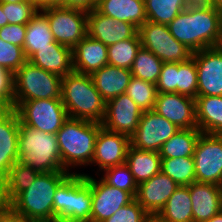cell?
<instances>
[{
    "instance_id": "obj_1",
    "label": "cell",
    "mask_w": 222,
    "mask_h": 222,
    "mask_svg": "<svg viewBox=\"0 0 222 222\" xmlns=\"http://www.w3.org/2000/svg\"><path fill=\"white\" fill-rule=\"evenodd\" d=\"M171 35L193 53L222 44L221 10H183L168 25Z\"/></svg>"
},
{
    "instance_id": "obj_2",
    "label": "cell",
    "mask_w": 222,
    "mask_h": 222,
    "mask_svg": "<svg viewBox=\"0 0 222 222\" xmlns=\"http://www.w3.org/2000/svg\"><path fill=\"white\" fill-rule=\"evenodd\" d=\"M61 100L70 118L101 124L105 117L106 102L89 74H66L61 81Z\"/></svg>"
},
{
    "instance_id": "obj_3",
    "label": "cell",
    "mask_w": 222,
    "mask_h": 222,
    "mask_svg": "<svg viewBox=\"0 0 222 222\" xmlns=\"http://www.w3.org/2000/svg\"><path fill=\"white\" fill-rule=\"evenodd\" d=\"M101 127L97 122L70 117L64 122L56 135L62 165L67 172L69 167L91 164Z\"/></svg>"
},
{
    "instance_id": "obj_4",
    "label": "cell",
    "mask_w": 222,
    "mask_h": 222,
    "mask_svg": "<svg viewBox=\"0 0 222 222\" xmlns=\"http://www.w3.org/2000/svg\"><path fill=\"white\" fill-rule=\"evenodd\" d=\"M19 162L40 173L67 172L61 160L57 135L20 123L18 134Z\"/></svg>"
},
{
    "instance_id": "obj_5",
    "label": "cell",
    "mask_w": 222,
    "mask_h": 222,
    "mask_svg": "<svg viewBox=\"0 0 222 222\" xmlns=\"http://www.w3.org/2000/svg\"><path fill=\"white\" fill-rule=\"evenodd\" d=\"M54 222H91V176L71 173L53 198Z\"/></svg>"
},
{
    "instance_id": "obj_6",
    "label": "cell",
    "mask_w": 222,
    "mask_h": 222,
    "mask_svg": "<svg viewBox=\"0 0 222 222\" xmlns=\"http://www.w3.org/2000/svg\"><path fill=\"white\" fill-rule=\"evenodd\" d=\"M71 172L40 173L34 183L9 205L18 213L40 222H54L53 198Z\"/></svg>"
},
{
    "instance_id": "obj_7",
    "label": "cell",
    "mask_w": 222,
    "mask_h": 222,
    "mask_svg": "<svg viewBox=\"0 0 222 222\" xmlns=\"http://www.w3.org/2000/svg\"><path fill=\"white\" fill-rule=\"evenodd\" d=\"M62 78L28 60L14 73V108L22 101L61 99Z\"/></svg>"
},
{
    "instance_id": "obj_8",
    "label": "cell",
    "mask_w": 222,
    "mask_h": 222,
    "mask_svg": "<svg viewBox=\"0 0 222 222\" xmlns=\"http://www.w3.org/2000/svg\"><path fill=\"white\" fill-rule=\"evenodd\" d=\"M14 109L21 124L52 134L69 118L61 99L26 100Z\"/></svg>"
},
{
    "instance_id": "obj_9",
    "label": "cell",
    "mask_w": 222,
    "mask_h": 222,
    "mask_svg": "<svg viewBox=\"0 0 222 222\" xmlns=\"http://www.w3.org/2000/svg\"><path fill=\"white\" fill-rule=\"evenodd\" d=\"M141 45L163 63H182L192 58L193 52L177 41L166 24L147 20L138 28Z\"/></svg>"
},
{
    "instance_id": "obj_10",
    "label": "cell",
    "mask_w": 222,
    "mask_h": 222,
    "mask_svg": "<svg viewBox=\"0 0 222 222\" xmlns=\"http://www.w3.org/2000/svg\"><path fill=\"white\" fill-rule=\"evenodd\" d=\"M48 19L54 40L73 49L87 35V13L79 9L49 7L41 10Z\"/></svg>"
},
{
    "instance_id": "obj_11",
    "label": "cell",
    "mask_w": 222,
    "mask_h": 222,
    "mask_svg": "<svg viewBox=\"0 0 222 222\" xmlns=\"http://www.w3.org/2000/svg\"><path fill=\"white\" fill-rule=\"evenodd\" d=\"M193 160L196 181L218 185L222 178V135L201 133Z\"/></svg>"
},
{
    "instance_id": "obj_12",
    "label": "cell",
    "mask_w": 222,
    "mask_h": 222,
    "mask_svg": "<svg viewBox=\"0 0 222 222\" xmlns=\"http://www.w3.org/2000/svg\"><path fill=\"white\" fill-rule=\"evenodd\" d=\"M180 129L154 110L144 111L139 125L130 137L131 146L139 150L159 152L161 146Z\"/></svg>"
},
{
    "instance_id": "obj_13",
    "label": "cell",
    "mask_w": 222,
    "mask_h": 222,
    "mask_svg": "<svg viewBox=\"0 0 222 222\" xmlns=\"http://www.w3.org/2000/svg\"><path fill=\"white\" fill-rule=\"evenodd\" d=\"M197 68V96H222V47L194 52Z\"/></svg>"
},
{
    "instance_id": "obj_14",
    "label": "cell",
    "mask_w": 222,
    "mask_h": 222,
    "mask_svg": "<svg viewBox=\"0 0 222 222\" xmlns=\"http://www.w3.org/2000/svg\"><path fill=\"white\" fill-rule=\"evenodd\" d=\"M143 111L125 93L106 102L103 128L131 137L138 128Z\"/></svg>"
},
{
    "instance_id": "obj_15",
    "label": "cell",
    "mask_w": 222,
    "mask_h": 222,
    "mask_svg": "<svg viewBox=\"0 0 222 222\" xmlns=\"http://www.w3.org/2000/svg\"><path fill=\"white\" fill-rule=\"evenodd\" d=\"M91 194V222L105 221L134 199L129 192L110 186L102 179L97 181L92 176Z\"/></svg>"
},
{
    "instance_id": "obj_16",
    "label": "cell",
    "mask_w": 222,
    "mask_h": 222,
    "mask_svg": "<svg viewBox=\"0 0 222 222\" xmlns=\"http://www.w3.org/2000/svg\"><path fill=\"white\" fill-rule=\"evenodd\" d=\"M153 110L179 129L197 128L194 98L179 93H158Z\"/></svg>"
},
{
    "instance_id": "obj_17",
    "label": "cell",
    "mask_w": 222,
    "mask_h": 222,
    "mask_svg": "<svg viewBox=\"0 0 222 222\" xmlns=\"http://www.w3.org/2000/svg\"><path fill=\"white\" fill-rule=\"evenodd\" d=\"M130 145L129 136L101 127L96 138L91 165H98L99 171H104L107 168L126 163Z\"/></svg>"
},
{
    "instance_id": "obj_18",
    "label": "cell",
    "mask_w": 222,
    "mask_h": 222,
    "mask_svg": "<svg viewBox=\"0 0 222 222\" xmlns=\"http://www.w3.org/2000/svg\"><path fill=\"white\" fill-rule=\"evenodd\" d=\"M137 32L133 24L105 16L95 8L87 13V35L107 47L132 38Z\"/></svg>"
},
{
    "instance_id": "obj_19",
    "label": "cell",
    "mask_w": 222,
    "mask_h": 222,
    "mask_svg": "<svg viewBox=\"0 0 222 222\" xmlns=\"http://www.w3.org/2000/svg\"><path fill=\"white\" fill-rule=\"evenodd\" d=\"M178 187L168 175L159 172L138 185L135 199L150 216L158 215Z\"/></svg>"
},
{
    "instance_id": "obj_20",
    "label": "cell",
    "mask_w": 222,
    "mask_h": 222,
    "mask_svg": "<svg viewBox=\"0 0 222 222\" xmlns=\"http://www.w3.org/2000/svg\"><path fill=\"white\" fill-rule=\"evenodd\" d=\"M20 120L14 108L0 107V180L19 161L18 134Z\"/></svg>"
},
{
    "instance_id": "obj_21",
    "label": "cell",
    "mask_w": 222,
    "mask_h": 222,
    "mask_svg": "<svg viewBox=\"0 0 222 222\" xmlns=\"http://www.w3.org/2000/svg\"><path fill=\"white\" fill-rule=\"evenodd\" d=\"M193 222H206L222 210V194L218 185L193 182L188 185Z\"/></svg>"
},
{
    "instance_id": "obj_22",
    "label": "cell",
    "mask_w": 222,
    "mask_h": 222,
    "mask_svg": "<svg viewBox=\"0 0 222 222\" xmlns=\"http://www.w3.org/2000/svg\"><path fill=\"white\" fill-rule=\"evenodd\" d=\"M73 69L91 75L108 64V47L86 35L73 49Z\"/></svg>"
},
{
    "instance_id": "obj_23",
    "label": "cell",
    "mask_w": 222,
    "mask_h": 222,
    "mask_svg": "<svg viewBox=\"0 0 222 222\" xmlns=\"http://www.w3.org/2000/svg\"><path fill=\"white\" fill-rule=\"evenodd\" d=\"M28 61L61 78L74 71L72 49L56 41L51 43V47L39 49Z\"/></svg>"
},
{
    "instance_id": "obj_24",
    "label": "cell",
    "mask_w": 222,
    "mask_h": 222,
    "mask_svg": "<svg viewBox=\"0 0 222 222\" xmlns=\"http://www.w3.org/2000/svg\"><path fill=\"white\" fill-rule=\"evenodd\" d=\"M95 88L105 102L126 92L131 70L107 64L91 74Z\"/></svg>"
},
{
    "instance_id": "obj_25",
    "label": "cell",
    "mask_w": 222,
    "mask_h": 222,
    "mask_svg": "<svg viewBox=\"0 0 222 222\" xmlns=\"http://www.w3.org/2000/svg\"><path fill=\"white\" fill-rule=\"evenodd\" d=\"M95 9L117 21L129 22L137 29L147 21L144 0H98Z\"/></svg>"
},
{
    "instance_id": "obj_26",
    "label": "cell",
    "mask_w": 222,
    "mask_h": 222,
    "mask_svg": "<svg viewBox=\"0 0 222 222\" xmlns=\"http://www.w3.org/2000/svg\"><path fill=\"white\" fill-rule=\"evenodd\" d=\"M195 109L202 133L222 135V96H196Z\"/></svg>"
},
{
    "instance_id": "obj_27",
    "label": "cell",
    "mask_w": 222,
    "mask_h": 222,
    "mask_svg": "<svg viewBox=\"0 0 222 222\" xmlns=\"http://www.w3.org/2000/svg\"><path fill=\"white\" fill-rule=\"evenodd\" d=\"M126 164L138 185L161 172L159 152L139 150L131 145L127 151Z\"/></svg>"
},
{
    "instance_id": "obj_28",
    "label": "cell",
    "mask_w": 222,
    "mask_h": 222,
    "mask_svg": "<svg viewBox=\"0 0 222 222\" xmlns=\"http://www.w3.org/2000/svg\"><path fill=\"white\" fill-rule=\"evenodd\" d=\"M39 171L21 162L14 163L2 180V193L4 202L9 205L21 192L34 183Z\"/></svg>"
},
{
    "instance_id": "obj_29",
    "label": "cell",
    "mask_w": 222,
    "mask_h": 222,
    "mask_svg": "<svg viewBox=\"0 0 222 222\" xmlns=\"http://www.w3.org/2000/svg\"><path fill=\"white\" fill-rule=\"evenodd\" d=\"M54 42L47 16L41 10L40 12L38 10L26 25L23 49L27 60L39 49L51 47V43Z\"/></svg>"
},
{
    "instance_id": "obj_30",
    "label": "cell",
    "mask_w": 222,
    "mask_h": 222,
    "mask_svg": "<svg viewBox=\"0 0 222 222\" xmlns=\"http://www.w3.org/2000/svg\"><path fill=\"white\" fill-rule=\"evenodd\" d=\"M157 216L166 222H193L188 186H179Z\"/></svg>"
},
{
    "instance_id": "obj_31",
    "label": "cell",
    "mask_w": 222,
    "mask_h": 222,
    "mask_svg": "<svg viewBox=\"0 0 222 222\" xmlns=\"http://www.w3.org/2000/svg\"><path fill=\"white\" fill-rule=\"evenodd\" d=\"M201 133L198 128L180 129L161 146L160 157H193Z\"/></svg>"
},
{
    "instance_id": "obj_32",
    "label": "cell",
    "mask_w": 222,
    "mask_h": 222,
    "mask_svg": "<svg viewBox=\"0 0 222 222\" xmlns=\"http://www.w3.org/2000/svg\"><path fill=\"white\" fill-rule=\"evenodd\" d=\"M161 172L178 186H188L196 181L193 157L161 158Z\"/></svg>"
},
{
    "instance_id": "obj_33",
    "label": "cell",
    "mask_w": 222,
    "mask_h": 222,
    "mask_svg": "<svg viewBox=\"0 0 222 222\" xmlns=\"http://www.w3.org/2000/svg\"><path fill=\"white\" fill-rule=\"evenodd\" d=\"M163 62L150 50L141 46L134 59L131 74L144 81L157 84Z\"/></svg>"
},
{
    "instance_id": "obj_34",
    "label": "cell",
    "mask_w": 222,
    "mask_h": 222,
    "mask_svg": "<svg viewBox=\"0 0 222 222\" xmlns=\"http://www.w3.org/2000/svg\"><path fill=\"white\" fill-rule=\"evenodd\" d=\"M141 46L138 32L132 38L108 46V64L131 70Z\"/></svg>"
},
{
    "instance_id": "obj_35",
    "label": "cell",
    "mask_w": 222,
    "mask_h": 222,
    "mask_svg": "<svg viewBox=\"0 0 222 222\" xmlns=\"http://www.w3.org/2000/svg\"><path fill=\"white\" fill-rule=\"evenodd\" d=\"M147 20L168 25L185 9V0H144Z\"/></svg>"
},
{
    "instance_id": "obj_36",
    "label": "cell",
    "mask_w": 222,
    "mask_h": 222,
    "mask_svg": "<svg viewBox=\"0 0 222 222\" xmlns=\"http://www.w3.org/2000/svg\"><path fill=\"white\" fill-rule=\"evenodd\" d=\"M125 94L144 112L154 109L158 92L155 84L132 76Z\"/></svg>"
},
{
    "instance_id": "obj_37",
    "label": "cell",
    "mask_w": 222,
    "mask_h": 222,
    "mask_svg": "<svg viewBox=\"0 0 222 222\" xmlns=\"http://www.w3.org/2000/svg\"><path fill=\"white\" fill-rule=\"evenodd\" d=\"M103 172L104 176L101 179L106 184L125 190L135 198L138 184L126 163L107 168Z\"/></svg>"
},
{
    "instance_id": "obj_38",
    "label": "cell",
    "mask_w": 222,
    "mask_h": 222,
    "mask_svg": "<svg viewBox=\"0 0 222 222\" xmlns=\"http://www.w3.org/2000/svg\"><path fill=\"white\" fill-rule=\"evenodd\" d=\"M197 68L194 58L178 63L177 93L196 98L197 96Z\"/></svg>"
},
{
    "instance_id": "obj_39",
    "label": "cell",
    "mask_w": 222,
    "mask_h": 222,
    "mask_svg": "<svg viewBox=\"0 0 222 222\" xmlns=\"http://www.w3.org/2000/svg\"><path fill=\"white\" fill-rule=\"evenodd\" d=\"M2 10L8 24L27 25L39 9L34 2L24 0L17 3H2Z\"/></svg>"
},
{
    "instance_id": "obj_40",
    "label": "cell",
    "mask_w": 222,
    "mask_h": 222,
    "mask_svg": "<svg viewBox=\"0 0 222 222\" xmlns=\"http://www.w3.org/2000/svg\"><path fill=\"white\" fill-rule=\"evenodd\" d=\"M27 61L23 47L0 38V66L13 74Z\"/></svg>"
},
{
    "instance_id": "obj_41",
    "label": "cell",
    "mask_w": 222,
    "mask_h": 222,
    "mask_svg": "<svg viewBox=\"0 0 222 222\" xmlns=\"http://www.w3.org/2000/svg\"><path fill=\"white\" fill-rule=\"evenodd\" d=\"M149 216L134 198L103 222H146Z\"/></svg>"
},
{
    "instance_id": "obj_42",
    "label": "cell",
    "mask_w": 222,
    "mask_h": 222,
    "mask_svg": "<svg viewBox=\"0 0 222 222\" xmlns=\"http://www.w3.org/2000/svg\"><path fill=\"white\" fill-rule=\"evenodd\" d=\"M178 63H163L156 84L158 93H177Z\"/></svg>"
},
{
    "instance_id": "obj_43",
    "label": "cell",
    "mask_w": 222,
    "mask_h": 222,
    "mask_svg": "<svg viewBox=\"0 0 222 222\" xmlns=\"http://www.w3.org/2000/svg\"><path fill=\"white\" fill-rule=\"evenodd\" d=\"M0 107L14 108V74L0 66Z\"/></svg>"
},
{
    "instance_id": "obj_44",
    "label": "cell",
    "mask_w": 222,
    "mask_h": 222,
    "mask_svg": "<svg viewBox=\"0 0 222 222\" xmlns=\"http://www.w3.org/2000/svg\"><path fill=\"white\" fill-rule=\"evenodd\" d=\"M26 25L7 24L0 28V38L7 43L24 46Z\"/></svg>"
},
{
    "instance_id": "obj_45",
    "label": "cell",
    "mask_w": 222,
    "mask_h": 222,
    "mask_svg": "<svg viewBox=\"0 0 222 222\" xmlns=\"http://www.w3.org/2000/svg\"><path fill=\"white\" fill-rule=\"evenodd\" d=\"M0 222H40L16 212L10 205L0 208Z\"/></svg>"
},
{
    "instance_id": "obj_46",
    "label": "cell",
    "mask_w": 222,
    "mask_h": 222,
    "mask_svg": "<svg viewBox=\"0 0 222 222\" xmlns=\"http://www.w3.org/2000/svg\"><path fill=\"white\" fill-rule=\"evenodd\" d=\"M217 9L213 0H185V10L207 11Z\"/></svg>"
},
{
    "instance_id": "obj_47",
    "label": "cell",
    "mask_w": 222,
    "mask_h": 222,
    "mask_svg": "<svg viewBox=\"0 0 222 222\" xmlns=\"http://www.w3.org/2000/svg\"><path fill=\"white\" fill-rule=\"evenodd\" d=\"M96 2V0H64V7L89 12L96 7Z\"/></svg>"
},
{
    "instance_id": "obj_48",
    "label": "cell",
    "mask_w": 222,
    "mask_h": 222,
    "mask_svg": "<svg viewBox=\"0 0 222 222\" xmlns=\"http://www.w3.org/2000/svg\"><path fill=\"white\" fill-rule=\"evenodd\" d=\"M60 6L64 7V0H42V9Z\"/></svg>"
},
{
    "instance_id": "obj_49",
    "label": "cell",
    "mask_w": 222,
    "mask_h": 222,
    "mask_svg": "<svg viewBox=\"0 0 222 222\" xmlns=\"http://www.w3.org/2000/svg\"><path fill=\"white\" fill-rule=\"evenodd\" d=\"M8 21H5V14L2 10V3L0 2V28L7 25Z\"/></svg>"
},
{
    "instance_id": "obj_50",
    "label": "cell",
    "mask_w": 222,
    "mask_h": 222,
    "mask_svg": "<svg viewBox=\"0 0 222 222\" xmlns=\"http://www.w3.org/2000/svg\"><path fill=\"white\" fill-rule=\"evenodd\" d=\"M206 222H222V211L218 213L217 215H214Z\"/></svg>"
},
{
    "instance_id": "obj_51",
    "label": "cell",
    "mask_w": 222,
    "mask_h": 222,
    "mask_svg": "<svg viewBox=\"0 0 222 222\" xmlns=\"http://www.w3.org/2000/svg\"><path fill=\"white\" fill-rule=\"evenodd\" d=\"M146 222H166L159 218L157 215L149 216Z\"/></svg>"
},
{
    "instance_id": "obj_52",
    "label": "cell",
    "mask_w": 222,
    "mask_h": 222,
    "mask_svg": "<svg viewBox=\"0 0 222 222\" xmlns=\"http://www.w3.org/2000/svg\"><path fill=\"white\" fill-rule=\"evenodd\" d=\"M5 205L3 193H2V181L0 180V208Z\"/></svg>"
},
{
    "instance_id": "obj_53",
    "label": "cell",
    "mask_w": 222,
    "mask_h": 222,
    "mask_svg": "<svg viewBox=\"0 0 222 222\" xmlns=\"http://www.w3.org/2000/svg\"><path fill=\"white\" fill-rule=\"evenodd\" d=\"M213 2H214L215 7H216L218 10H221V9H222V0H213Z\"/></svg>"
},
{
    "instance_id": "obj_54",
    "label": "cell",
    "mask_w": 222,
    "mask_h": 222,
    "mask_svg": "<svg viewBox=\"0 0 222 222\" xmlns=\"http://www.w3.org/2000/svg\"><path fill=\"white\" fill-rule=\"evenodd\" d=\"M30 1L34 2L37 5L39 11L42 10V0H30Z\"/></svg>"
},
{
    "instance_id": "obj_55",
    "label": "cell",
    "mask_w": 222,
    "mask_h": 222,
    "mask_svg": "<svg viewBox=\"0 0 222 222\" xmlns=\"http://www.w3.org/2000/svg\"><path fill=\"white\" fill-rule=\"evenodd\" d=\"M24 0H0L1 3H17Z\"/></svg>"
},
{
    "instance_id": "obj_56",
    "label": "cell",
    "mask_w": 222,
    "mask_h": 222,
    "mask_svg": "<svg viewBox=\"0 0 222 222\" xmlns=\"http://www.w3.org/2000/svg\"><path fill=\"white\" fill-rule=\"evenodd\" d=\"M218 187H219V189H220V191H221V194H222V178H221V181H220L219 184H218Z\"/></svg>"
}]
</instances>
